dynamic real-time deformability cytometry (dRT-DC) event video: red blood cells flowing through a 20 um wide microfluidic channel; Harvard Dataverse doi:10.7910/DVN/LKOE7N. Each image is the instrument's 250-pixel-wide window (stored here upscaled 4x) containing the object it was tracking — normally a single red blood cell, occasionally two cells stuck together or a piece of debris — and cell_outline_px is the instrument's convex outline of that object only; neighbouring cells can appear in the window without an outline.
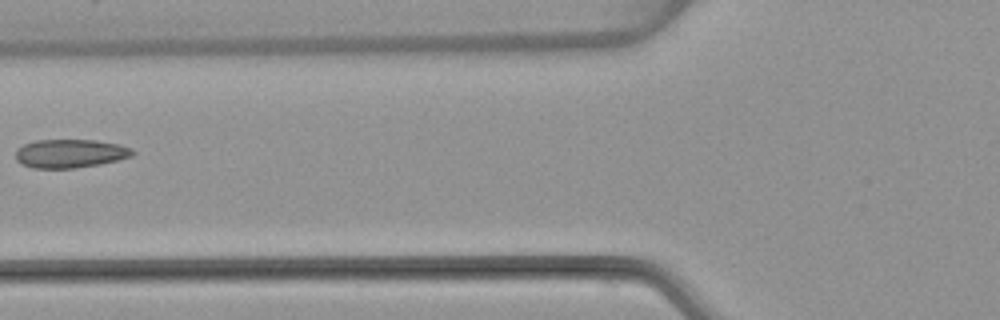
{"species": "common noctule bat (a hibernating species)", "species_latin": "Nyctalus noctula", "temperature_condition": "warm", "stored_images_in_passage": 7, "camera_frame_rate_fps": 3000, "um_per_image_px": 0.085, "animal": {"sex": "female", "body_mass_g": 22.7, "forearm_length_mm": 54.2}, "frame": {"image": 1, "passage_image": 6, "time_ms": 6.0, "image_size_px": [1000, 320], "cell_outline_px": [[136, 152], [132, 156], [100, 164], [72, 168], [32, 168], [20, 164], [16, 160], [16, 148], [24, 144], [36, 140], [96, 140], [120, 144], [132, 148]], "centroid_in_image_um": [5.95, 13.04], "position_along_channel_um": 119.8, "area_um2": 19.59}}
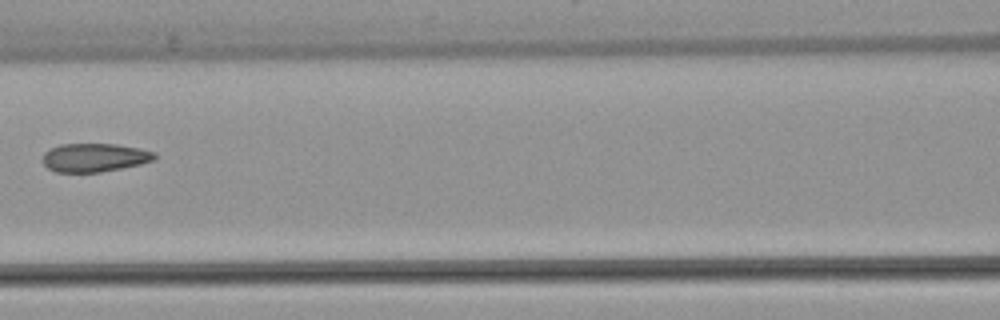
{"frame": {"image": 2, "passage_image": 7, "time_ms": 7.0, "image_size_px": [1000, 320], "cell_outline_px": [[156, 160], [140, 164], [100, 172], [56, 172], [48, 168], [44, 164], [44, 152], [48, 148], [60, 144], [116, 144], [140, 148], [156, 152]], "centroid_in_image_um": [8.05, 13.38], "position_along_channel_um": 158.6, "area_um2": 18.67}}